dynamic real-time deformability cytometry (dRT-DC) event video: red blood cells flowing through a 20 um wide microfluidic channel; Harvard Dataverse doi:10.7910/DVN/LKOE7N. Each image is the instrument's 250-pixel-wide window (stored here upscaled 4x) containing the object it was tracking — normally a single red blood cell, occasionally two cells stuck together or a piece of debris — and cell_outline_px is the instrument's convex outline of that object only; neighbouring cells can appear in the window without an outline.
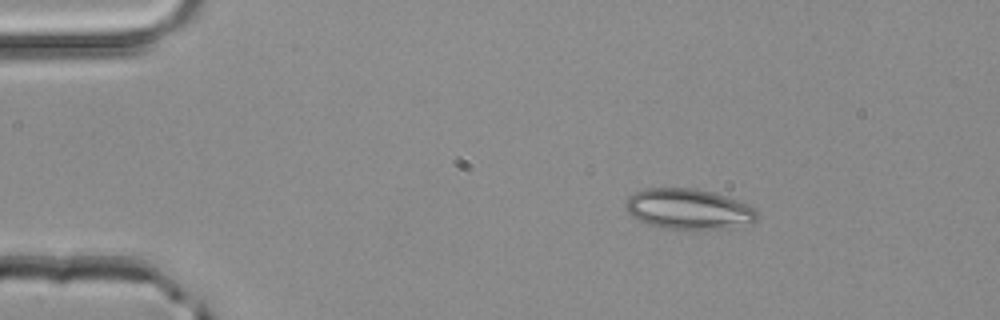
{"species": "common noctule bat (a hibernating species)", "species_latin": "Nyctalus noctula", "temperature_condition": "room temperature", "stored_images_in_passage": 2, "camera_frame_rate_fps": 3000, "um_per_image_px": 0.085, "animal": {"sex": "male", "body_mass_g": 20.4}, "frame": {"image": 1, "passage_image": 1, "time_ms": 0.0, "image_size_px": [1000, 320], "cell_outline_px": [[756, 220], [752, 224], [720, 228], [660, 228], [648, 224], [632, 216], [628, 212], [624, 204], [636, 192], [644, 188], [696, 188], [744, 200], [756, 212]], "centroid_in_image_um": [58.56, 17.75], "position_along_channel_um": 26.4, "area_um2": 30.81}}